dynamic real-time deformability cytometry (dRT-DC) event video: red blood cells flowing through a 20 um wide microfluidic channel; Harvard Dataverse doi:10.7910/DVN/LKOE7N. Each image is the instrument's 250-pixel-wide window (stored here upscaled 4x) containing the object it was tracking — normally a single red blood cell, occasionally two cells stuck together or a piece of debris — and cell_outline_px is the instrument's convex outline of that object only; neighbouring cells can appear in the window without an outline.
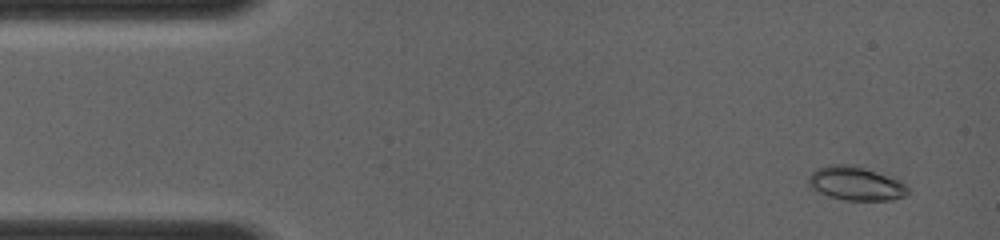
{"species": "common noctule bat (a hibernating species)", "species_latin": "Nyctalus noctula", "temperature_condition": "room temperature", "stored_images_in_passage": 8, "camera_frame_rate_fps": 4000, "um_per_image_px": 0.085, "animal": {"sex": "female", "body_mass_g": 19.0, "forearm_length_mm": 56.7}, "frame": {"image": 1, "passage_image": 1, "time_ms": 0.0, "image_size_px": [1000, 240], "cell_outline_px": [[908, 192], [904, 196], [892, 200], [844, 200], [828, 196], [812, 188], [808, 184], [808, 176], [816, 168], [828, 164], [844, 164], [864, 168], [896, 180], [904, 184], [908, 188]], "centroid_in_image_um": [72.67, 15.6], "position_along_channel_um": 12.3, "area_um2": 19.19}}
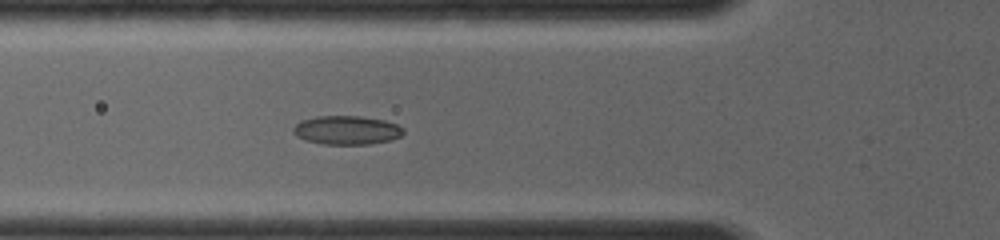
{"frame": {"image": 2, "passage_image": 8, "time_ms": 4.0, "image_size_px": [1000, 240], "cell_outline_px": [[404, 132], [400, 136], [392, 140], [368, 144], [324, 144], [304, 140], [296, 136], [292, 132], [292, 128], [300, 120], [316, 116], [360, 116], [384, 120], [396, 124], [404, 128]], "centroid_in_image_um": [29.44, 11.06], "position_along_channel_um": 96.4, "area_um2": 18.61}}